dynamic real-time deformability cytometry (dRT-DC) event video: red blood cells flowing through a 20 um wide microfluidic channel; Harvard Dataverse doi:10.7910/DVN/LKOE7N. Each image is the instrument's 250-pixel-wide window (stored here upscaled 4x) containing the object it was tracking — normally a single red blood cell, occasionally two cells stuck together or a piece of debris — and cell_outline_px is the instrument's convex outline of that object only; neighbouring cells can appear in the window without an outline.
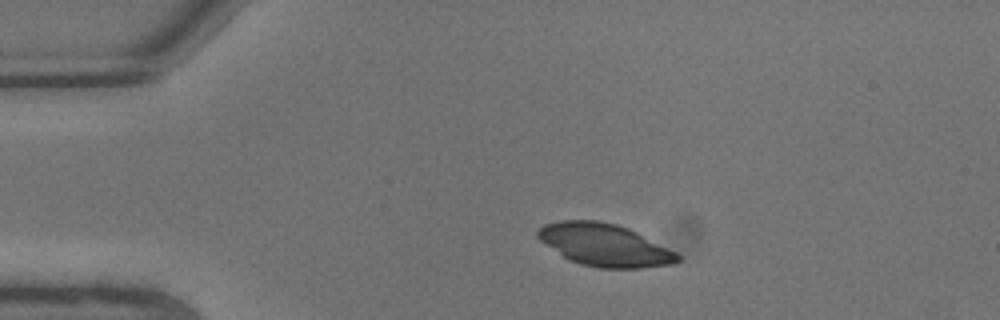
{"species": "common noctule bat (a hibernating species)", "species_latin": "Nyctalus noctula", "temperature_condition": "warm", "stored_images_in_passage": 5, "camera_frame_rate_fps": 3000, "um_per_image_px": 0.085, "animal": {"sex": "male", "body_mass_g": 13.3}, "frame": {"image": 1, "passage_image": 3, "time_ms": 0.667, "image_size_px": [1000, 320], "cell_outline_px": [[680, 260], [672, 264], [644, 268], [600, 268], [580, 264], [568, 260], [540, 240], [536, 236], [536, 232], [544, 224], [560, 220], [596, 220], [616, 224], [628, 228], [676, 252], [680, 256]], "centroid_in_image_um": [51.37, 20.83], "position_along_channel_um": 33.6, "area_um2": 34.45}}